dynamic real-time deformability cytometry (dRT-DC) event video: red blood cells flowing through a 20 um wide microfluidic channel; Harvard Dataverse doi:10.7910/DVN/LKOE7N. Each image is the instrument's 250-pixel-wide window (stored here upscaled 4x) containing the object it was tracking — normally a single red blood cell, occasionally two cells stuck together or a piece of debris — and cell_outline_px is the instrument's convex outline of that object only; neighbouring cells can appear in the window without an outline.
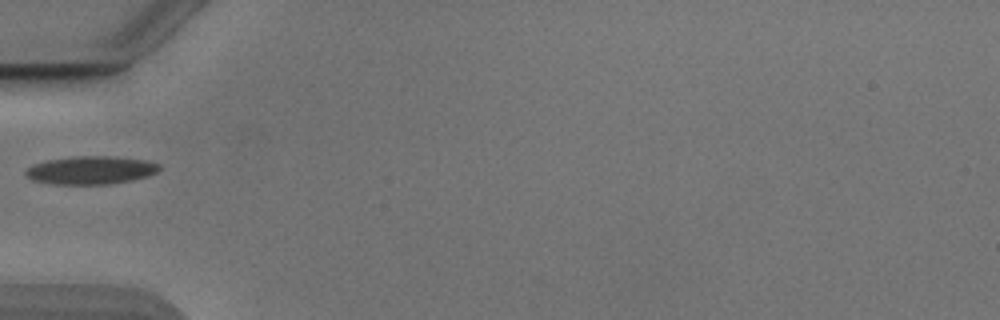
{"species": "Egyptian fruit bat (a non-hibernating species)", "species_latin": "Rousettus aegyptiacus", "temperature_condition": "cold", "stored_images_in_passage": 22, "camera_frame_rate_fps": 3000, "um_per_image_px": 0.085, "animal": {"sex": "male"}, "frame": {"image": 1, "passage_image": 1, "time_ms": 0.0, "image_size_px": [1000, 320], "cell_outline_px": [[160, 168], [156, 172], [148, 176], [132, 180], [112, 184], [52, 184], [32, 180], [24, 172], [32, 164], [48, 160], [72, 156], [112, 156], [148, 160], [160, 164]], "centroid_in_image_um": [7.74, 14.46], "position_along_channel_um": 77.3, "area_um2": 22.02}}
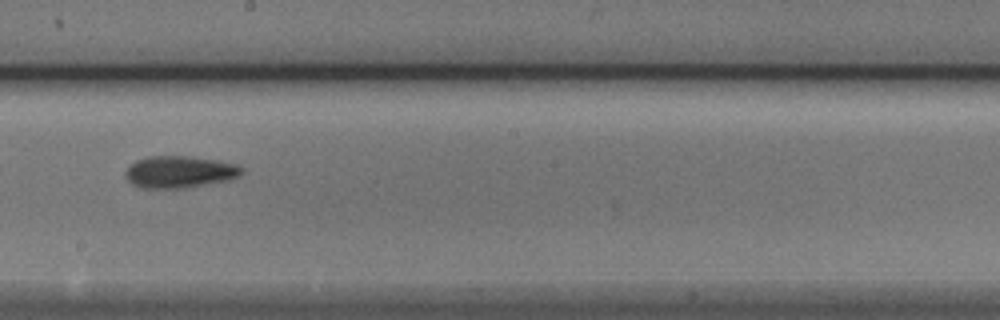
{"frame": {"image": 2, "passage_image": 13, "time_ms": 4.0, "image_size_px": [1000, 320], "cell_outline_px": [[244, 172], [240, 176], [224, 180], [180, 188], [140, 188], [132, 184], [124, 176], [124, 172], [136, 160], [148, 156], [192, 156], [216, 160], [236, 164], [244, 168]], "centroid_in_image_um": [15.23, 14.6], "position_along_channel_um": 233.0, "area_um2": 21.5}}
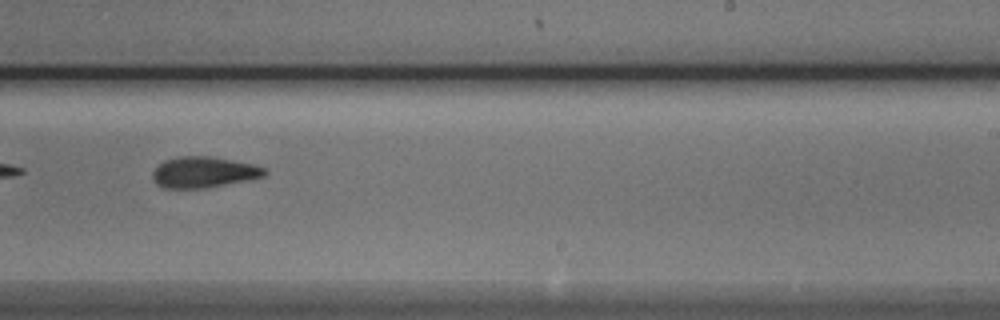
{"frame": {"image": 3, "passage_image": 16, "time_ms": 5.0, "image_size_px": [1000, 320], "cell_outline_px": [[268, 172], [264, 176], [248, 180], [208, 188], [164, 188], [156, 184], [152, 180], [152, 172], [164, 160], [180, 156], [212, 156], [252, 164], [264, 168]], "centroid_in_image_um": [17.3, 14.64], "position_along_channel_um": 271.7, "area_um2": 20.29}}